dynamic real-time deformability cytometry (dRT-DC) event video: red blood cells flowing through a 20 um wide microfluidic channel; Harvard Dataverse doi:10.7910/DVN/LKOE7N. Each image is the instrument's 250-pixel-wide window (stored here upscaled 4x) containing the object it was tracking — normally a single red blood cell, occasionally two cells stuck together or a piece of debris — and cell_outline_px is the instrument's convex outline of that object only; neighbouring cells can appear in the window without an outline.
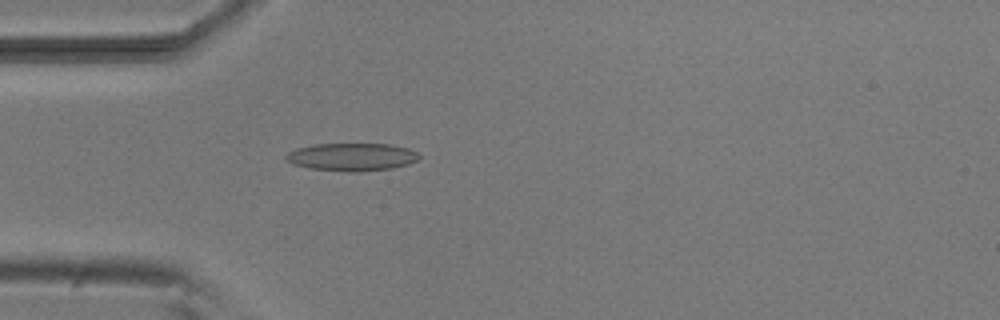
{"species": "common noctule bat (a hibernating species)", "species_latin": "Nyctalus noctula", "temperature_condition": "room temperature", "stored_images_in_passage": 5, "camera_frame_rate_fps": 3000, "um_per_image_px": 0.085, "animal": {"sex": "male", "body_mass_g": 20.5, "forearm_length_mm": 52.5}, "frame": {"image": 1, "passage_image": 5, "time_ms": 4.667, "image_size_px": [1000, 320], "cell_outline_px": [[420, 156], [416, 160], [408, 164], [392, 168], [356, 172], [352, 172], [308, 168], [292, 164], [284, 160], [284, 156], [288, 152], [296, 148], [312, 144], [388, 144], [408, 148], [416, 152]], "centroid_in_image_um": [29.84, 13.34], "position_along_channel_um": 55.2, "area_um2": 21.62}}